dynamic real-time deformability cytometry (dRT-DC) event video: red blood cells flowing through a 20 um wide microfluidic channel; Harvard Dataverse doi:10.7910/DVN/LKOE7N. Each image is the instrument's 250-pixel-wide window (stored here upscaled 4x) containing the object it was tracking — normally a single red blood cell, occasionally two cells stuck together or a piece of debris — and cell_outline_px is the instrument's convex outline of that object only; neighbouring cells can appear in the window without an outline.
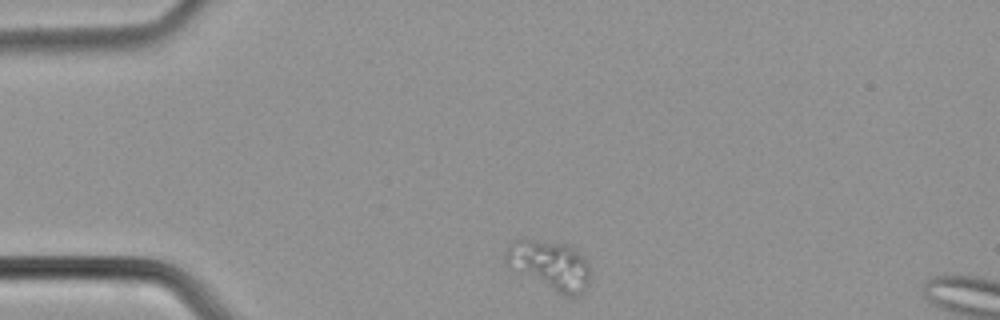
{"species": "common noctule bat (a hibernating species)", "species_latin": "Nyctalus noctula", "temperature_condition": "cold", "stored_images_in_passage": 6, "camera_frame_rate_fps": 3000, "um_per_image_px": 0.085, "animal": {"sex": "male", "body_mass_g": 21.5, "forearm_length_mm": 52.0}, "frame": {"image": 1, "passage_image": 1, "time_ms": 0.0, "image_size_px": [1000, 320], "cell_outline_px": [[588, 284], [584, 292], [576, 296], [564, 296], [508, 268], [504, 260], [508, 244], [512, 240], [532, 240], [568, 244], [576, 248], [588, 264]], "centroid_in_image_um": [46.7, 22.55], "position_along_channel_um": 38.3, "area_um2": 24.39}}